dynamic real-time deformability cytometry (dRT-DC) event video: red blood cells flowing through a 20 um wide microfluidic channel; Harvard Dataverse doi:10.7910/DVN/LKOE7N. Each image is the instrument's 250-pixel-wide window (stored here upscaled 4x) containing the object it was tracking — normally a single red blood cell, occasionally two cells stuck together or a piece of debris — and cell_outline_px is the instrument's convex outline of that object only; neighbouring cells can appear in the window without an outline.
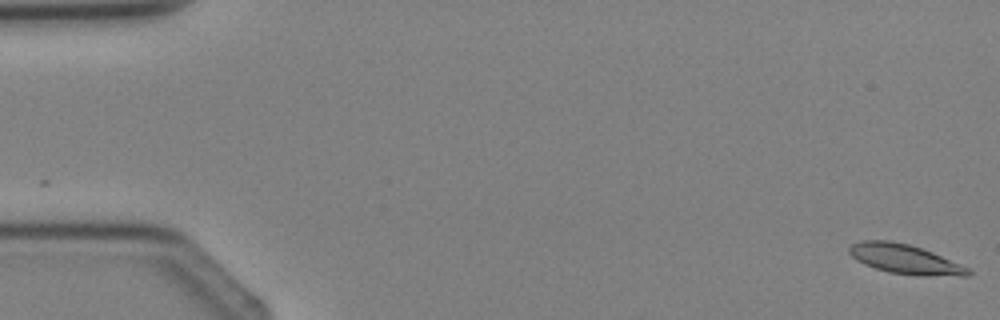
{"species": "Egyptian fruit bat (a non-hibernating species)", "species_latin": "Rousettus aegyptiacus", "temperature_condition": "cold", "stored_images_in_passage": 3, "camera_frame_rate_fps": 3000, "um_per_image_px": 0.085, "animal": {"sex": "female"}, "frame": {"image": 1, "passage_image": 1, "time_ms": 0.0, "image_size_px": [1000, 320], "cell_outline_px": [[972, 276], [916, 276], [888, 272], [864, 264], [856, 260], [848, 252], [848, 248], [852, 244], [860, 240], [888, 240], [908, 244], [932, 252], [960, 264], [968, 268], [972, 272]], "centroid_in_image_um": [76.92, 22.04], "position_along_channel_um": 8.1, "area_um2": 20.52}}
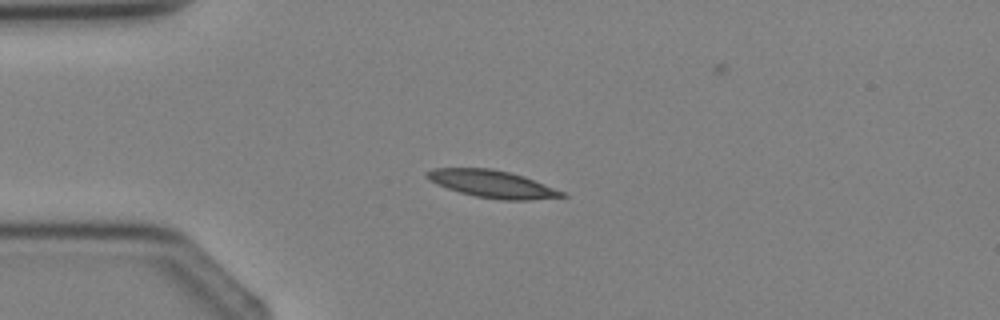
{"frame": {"image": 2, "passage_image": 3, "time_ms": 3.0, "image_size_px": [1000, 320], "cell_outline_px": [[568, 196], [528, 200], [500, 200], [476, 196], [460, 192], [436, 184], [428, 180], [424, 176], [424, 172], [432, 168], [492, 168], [524, 176], [564, 192]], "centroid_in_image_um": [41.79, 15.63], "position_along_channel_um": 43.2, "area_um2": 21.5}}